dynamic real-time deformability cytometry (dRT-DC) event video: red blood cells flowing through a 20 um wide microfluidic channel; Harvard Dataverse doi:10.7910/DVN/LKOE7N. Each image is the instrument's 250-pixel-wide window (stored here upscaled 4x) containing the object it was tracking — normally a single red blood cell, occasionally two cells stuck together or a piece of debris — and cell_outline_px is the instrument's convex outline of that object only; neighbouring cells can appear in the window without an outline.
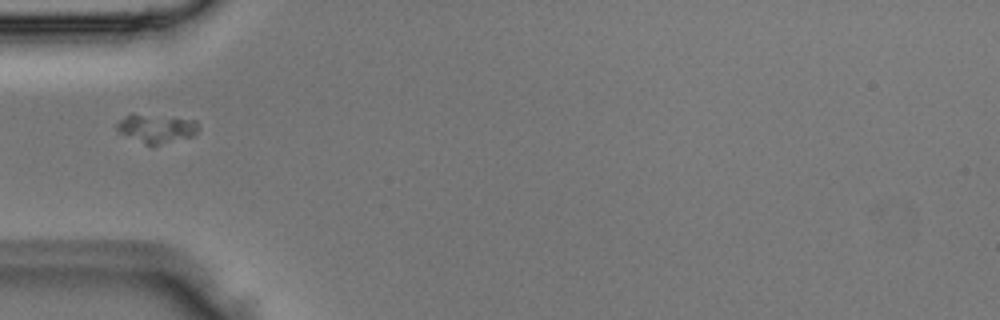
{"species": "Egyptian fruit bat (a non-hibernating species)", "species_latin": "Rousettus aegyptiacus", "temperature_condition": "room temperature", "stored_images_in_passage": 4, "camera_frame_rate_fps": 3000, "um_per_image_px": 0.085, "animal": {"sex": "male"}, "frame": {"image": 1, "passage_image": 4, "time_ms": 1.0, "image_size_px": [1000, 320], "cell_outline_px": [[200, 128], [192, 136], [160, 144], [144, 144], [120, 132], [116, 128], [116, 124], [120, 120], [132, 112], [196, 120]], "centroid_in_image_um": [13.29, 10.88], "position_along_channel_um": 71.7, "area_um2": 13.53}}